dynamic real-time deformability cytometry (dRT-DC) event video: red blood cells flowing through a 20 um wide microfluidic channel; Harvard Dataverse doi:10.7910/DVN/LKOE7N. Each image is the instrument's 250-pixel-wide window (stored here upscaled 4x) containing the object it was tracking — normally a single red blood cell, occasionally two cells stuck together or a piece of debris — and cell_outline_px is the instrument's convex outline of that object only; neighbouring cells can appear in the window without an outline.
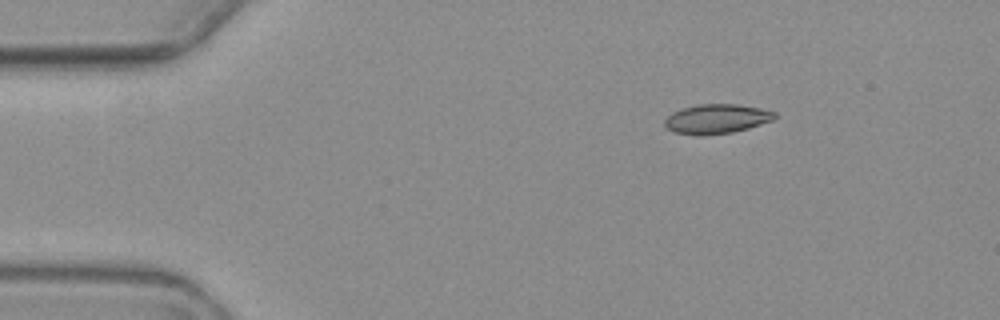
{"species": "common noctule bat (a hibernating species)", "species_latin": "Nyctalus noctula", "temperature_condition": "warm", "stored_images_in_passage": 4, "camera_frame_rate_fps": 3000, "um_per_image_px": 0.085, "animal": {"sex": "female", "body_mass_g": 19.3, "forearm_length_mm": 54.1}, "frame": {"image": 1, "passage_image": 1, "time_ms": 0.0, "image_size_px": [1000, 320], "cell_outline_px": [[776, 116], [772, 120], [748, 128], [732, 132], [700, 136], [676, 132], [668, 128], [664, 124], [664, 120], [672, 112], [680, 108], [696, 104], [736, 104], [760, 108], [776, 112]], "centroid_in_image_um": [60.89, 10.09], "position_along_channel_um": 24.1, "area_um2": 18.84}}
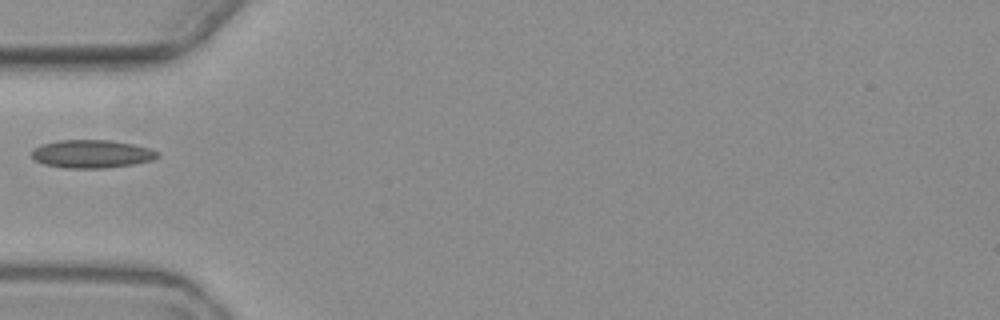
{"frame": {"image": 2, "passage_image": 4, "time_ms": 3.667, "image_size_px": [1000, 320], "cell_outline_px": [[160, 156], [152, 160], [132, 164], [104, 168], [64, 168], [44, 164], [36, 160], [32, 156], [32, 148], [40, 144], [56, 140], [108, 140], [132, 144], [152, 148], [160, 152]], "centroid_in_image_um": [7.8, 13.07], "position_along_channel_um": 77.2, "area_um2": 20.75}}